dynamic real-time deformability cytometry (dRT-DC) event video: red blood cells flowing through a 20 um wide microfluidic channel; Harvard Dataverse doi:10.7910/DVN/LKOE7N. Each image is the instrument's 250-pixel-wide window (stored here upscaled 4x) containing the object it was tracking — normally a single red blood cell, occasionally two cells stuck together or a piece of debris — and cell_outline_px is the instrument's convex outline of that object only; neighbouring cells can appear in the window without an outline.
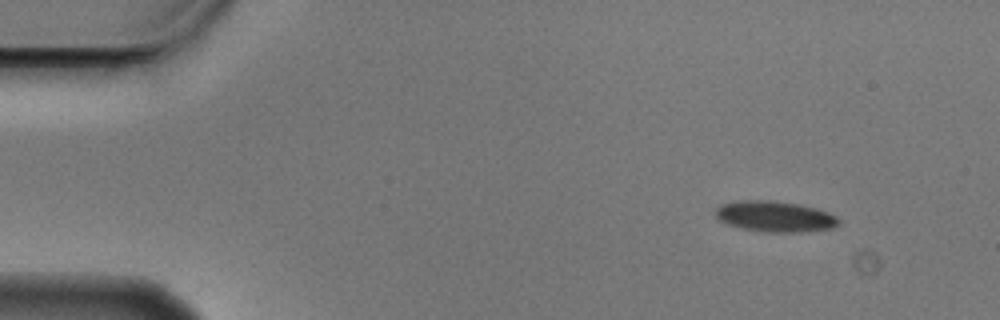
{"species": "Egyptian fruit bat (a non-hibernating species)", "species_latin": "Rousettus aegyptiacus", "temperature_condition": "cold", "stored_images_in_passage": 4, "camera_frame_rate_fps": 3000, "um_per_image_px": 0.085, "animal": {"sex": "male"}, "frame": {"image": 1, "passage_image": 1, "time_ms": 0.0, "image_size_px": [1000, 320], "cell_outline_px": [[840, 224], [832, 228], [800, 232], [764, 232], [744, 228], [728, 224], [720, 220], [716, 216], [716, 208], [720, 204], [740, 200], [772, 200], [800, 204], [816, 208], [828, 212], [836, 216], [840, 220]], "centroid_in_image_um": [65.89, 18.39], "position_along_channel_um": 19.1, "area_um2": 22.14}}
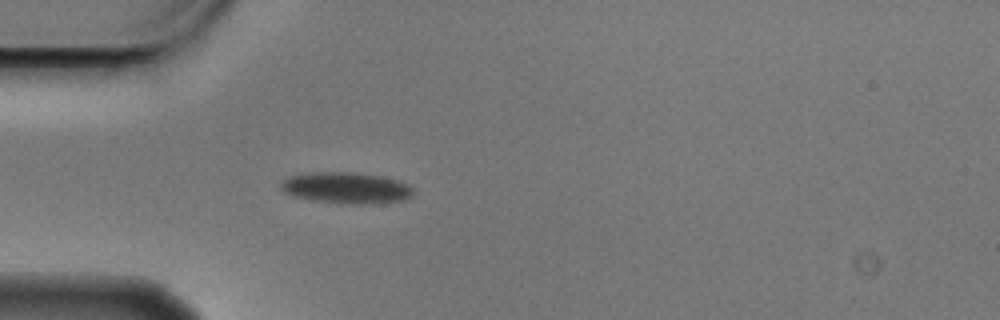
{"frame": {"image": 2, "passage_image": 4, "time_ms": 1.0, "image_size_px": [1000, 320], "cell_outline_px": [[412, 192], [404, 200], [364, 204], [344, 204], [312, 200], [292, 196], [284, 192], [280, 188], [280, 180], [288, 176], [308, 172], [352, 172], [380, 176], [396, 180], [408, 184], [412, 188]], "centroid_in_image_um": [29.33, 15.96], "position_along_channel_um": 55.7, "area_um2": 24.16}}